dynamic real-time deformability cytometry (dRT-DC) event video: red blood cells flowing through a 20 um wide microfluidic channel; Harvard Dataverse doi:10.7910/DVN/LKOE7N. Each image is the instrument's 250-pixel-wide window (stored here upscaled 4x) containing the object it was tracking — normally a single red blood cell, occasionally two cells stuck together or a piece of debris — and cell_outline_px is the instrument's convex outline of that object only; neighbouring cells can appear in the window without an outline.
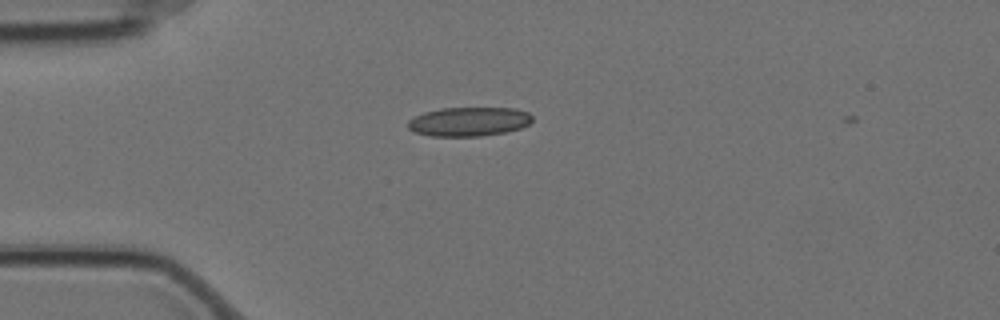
{"species": "Egyptian fruit bat (a non-hibernating species)", "species_latin": "Rousettus aegyptiacus", "temperature_condition": "cold", "stored_images_in_passage": 1, "camera_frame_rate_fps": 3000, "um_per_image_px": 0.085, "animal": {"sex": "female"}, "frame": {"image": 1, "passage_image": 1, "time_ms": 0.0, "image_size_px": [1000, 320], "cell_outline_px": [[532, 120], [528, 124], [520, 128], [504, 132], [480, 136], [432, 136], [416, 132], [408, 128], [408, 120], [424, 112], [440, 108], [516, 108], [528, 112], [532, 116]], "centroid_in_image_um": [39.86, 10.33], "position_along_channel_um": 45.1, "area_um2": 20.98}}